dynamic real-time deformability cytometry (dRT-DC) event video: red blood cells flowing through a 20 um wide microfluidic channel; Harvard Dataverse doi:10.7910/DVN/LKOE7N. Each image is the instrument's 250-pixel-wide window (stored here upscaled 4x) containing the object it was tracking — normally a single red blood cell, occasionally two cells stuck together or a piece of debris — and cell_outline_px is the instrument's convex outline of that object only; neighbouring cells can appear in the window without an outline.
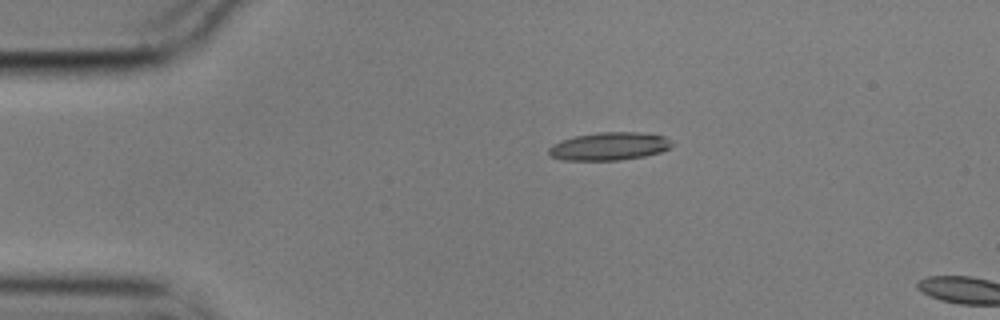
{"species": "common noctule bat (a hibernating species)", "species_latin": "Nyctalus noctula", "temperature_condition": "cold", "stored_images_in_passage": 2, "camera_frame_rate_fps": 3000, "um_per_image_px": 0.085, "animal": {"sex": "male", "body_mass_g": 17.9}, "frame": {"image": 1, "passage_image": 1, "time_ms": 0.0, "image_size_px": [1000, 320], "cell_outline_px": [[672, 144], [668, 148], [660, 152], [644, 156], [620, 160], [560, 160], [552, 156], [548, 152], [548, 148], [552, 144], [560, 140], [576, 136], [600, 132], [640, 132], [664, 136], [672, 140]], "centroid_in_image_um": [51.77, 12.43], "position_along_channel_um": 33.2, "area_um2": 20.06}}